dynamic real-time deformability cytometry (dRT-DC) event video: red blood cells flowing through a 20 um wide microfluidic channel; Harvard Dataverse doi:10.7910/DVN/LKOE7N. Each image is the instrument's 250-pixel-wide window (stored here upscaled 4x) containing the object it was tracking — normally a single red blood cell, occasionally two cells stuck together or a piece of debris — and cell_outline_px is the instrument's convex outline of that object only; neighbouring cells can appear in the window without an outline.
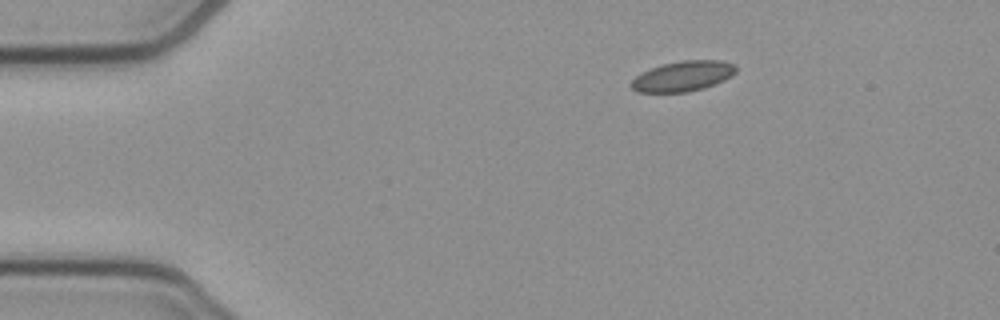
{"species": "common noctule bat (a hibernating species)", "species_latin": "Nyctalus noctula", "temperature_condition": "cold", "stored_images_in_passage": 45, "camera_frame_rate_fps": 3000, "um_per_image_px": 0.085, "animal": {"sex": "female", "body_mass_g": 21.9}, "frame": {"image": 1, "passage_image": 1, "time_ms": 0.0, "image_size_px": [1000, 320], "cell_outline_px": [[736, 72], [732, 76], [724, 80], [704, 88], [688, 92], [640, 92], [632, 88], [628, 84], [640, 72], [664, 64], [680, 60], [720, 60], [736, 64]], "centroid_in_image_um": [58.06, 6.47], "position_along_channel_um": 26.9, "area_um2": 18.55}}
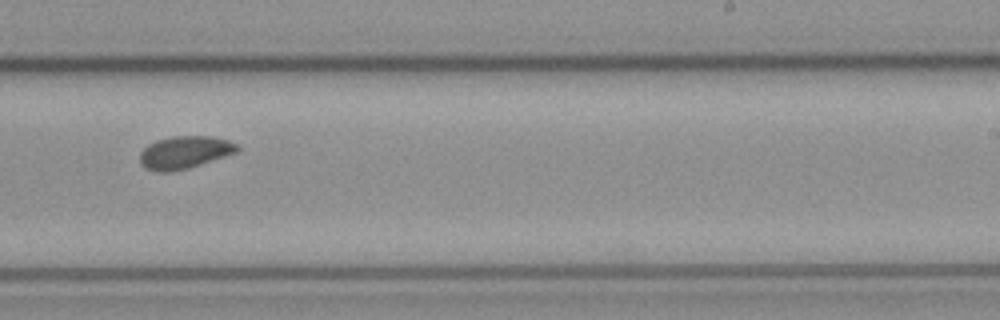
{"frame": {"image": 2, "passage_image": 25, "time_ms": 8.0, "image_size_px": [1000, 320], "cell_outline_px": [[240, 148], [236, 152], [188, 168], [168, 172], [160, 172], [148, 168], [140, 164], [140, 152], [148, 144], [156, 140], [172, 136], [212, 136], [228, 140], [236, 144]], "centroid_in_image_um": [15.67, 12.93], "position_along_channel_um": 273.3, "area_um2": 18.26}}
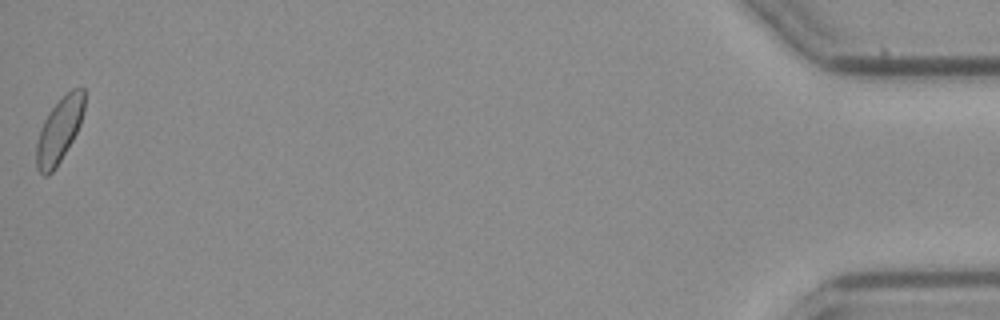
{"frame": {"image": 3, "passage_image": 45, "time_ms": 14.667, "image_size_px": [1000, 320], "cell_outline_px": [[84, 108], [80, 124], [72, 140], [56, 168], [48, 176], [44, 176], [36, 168], [36, 144], [44, 120], [48, 112], [72, 88], [84, 88]], "centroid_in_image_um": [5.02, 11.1], "position_along_channel_um": 430.2, "area_um2": 17.8}}